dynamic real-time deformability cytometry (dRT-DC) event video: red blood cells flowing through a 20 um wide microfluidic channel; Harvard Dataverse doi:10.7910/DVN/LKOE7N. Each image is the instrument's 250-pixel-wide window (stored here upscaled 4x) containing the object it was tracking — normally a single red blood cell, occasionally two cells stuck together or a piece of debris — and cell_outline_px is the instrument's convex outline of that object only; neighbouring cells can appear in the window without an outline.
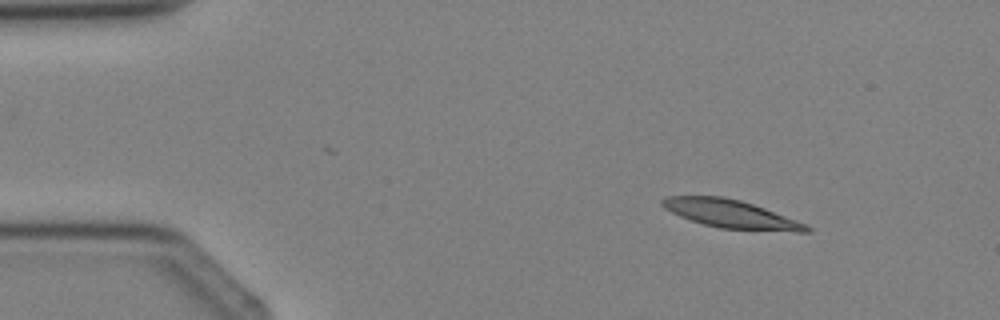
{"species": "Egyptian fruit bat (a non-hibernating species)", "species_latin": "Rousettus aegyptiacus", "temperature_condition": "cold", "stored_images_in_passage": 3, "camera_frame_rate_fps": 3000, "um_per_image_px": 0.085, "animal": {"sex": "female"}, "frame": {"image": 1, "passage_image": 1, "time_ms": 0.0, "image_size_px": [1000, 320], "cell_outline_px": [[812, 232], [796, 232], [720, 228], [704, 224], [680, 216], [664, 208], [660, 204], [660, 200], [668, 196], [724, 196], [740, 200], [764, 208], [808, 224], [812, 228]], "centroid_in_image_um": [62.16, 18.19], "position_along_channel_um": 22.8, "area_um2": 23.64}}
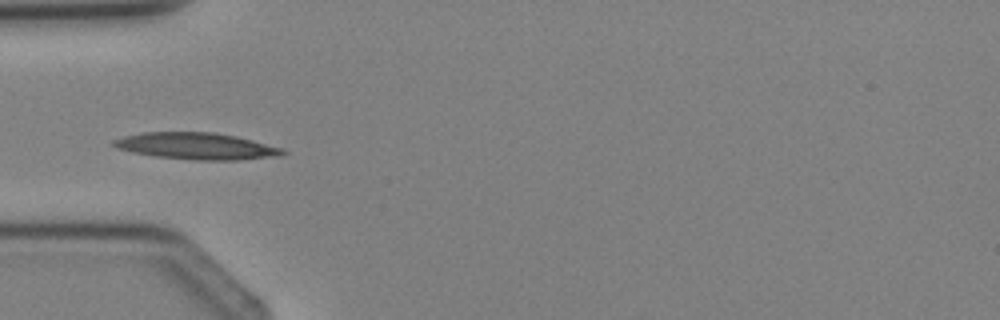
{"frame": {"image": 2, "passage_image": 3, "time_ms": 2.333, "image_size_px": [1000, 320], "cell_outline_px": [[288, 152], [280, 156], [236, 160], [196, 160], [156, 156], [132, 152], [116, 148], [112, 144], [112, 140], [124, 136], [140, 132], [212, 132], [236, 136], [284, 148]], "centroid_in_image_um": [16.71, 12.41], "position_along_channel_um": 68.3, "area_um2": 26.36}}